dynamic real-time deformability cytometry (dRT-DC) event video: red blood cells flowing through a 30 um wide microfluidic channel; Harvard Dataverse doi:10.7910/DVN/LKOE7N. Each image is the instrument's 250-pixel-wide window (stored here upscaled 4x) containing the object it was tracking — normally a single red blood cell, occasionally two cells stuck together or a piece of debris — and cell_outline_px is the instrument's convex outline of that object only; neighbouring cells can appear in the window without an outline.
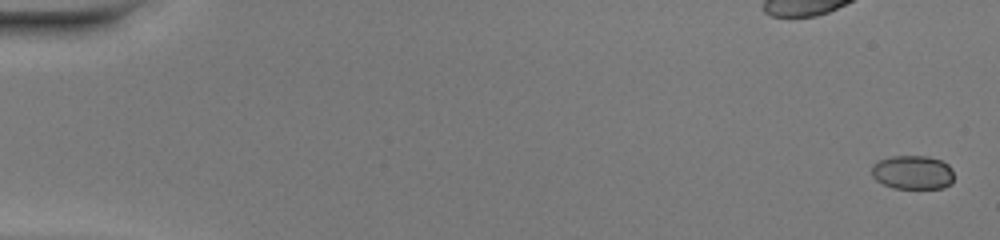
{"species": "common noctule bat (a hibernating species)", "species_latin": "Nyctalus noctula", "temperature_condition": "warm", "stored_images_in_passage": 50, "camera_frame_rate_fps": 3000, "um_per_image_px": 0.085, "animal": {"sex": "female", "body_mass_g": 20.0, "forearm_length_mm": 54.0}, "frame": {"image": 1, "passage_image": 1, "time_ms": 0.0, "image_size_px": [1000, 240], "cell_outline_px": [[952, 184], [944, 188], [892, 188], [876, 180], [872, 176], [872, 164], [880, 160], [892, 156], [928, 156], [940, 160], [948, 164], [952, 168]], "centroid_in_image_um": [77.58, 14.65], "position_along_channel_um": 7.4, "area_um2": 16.3}}
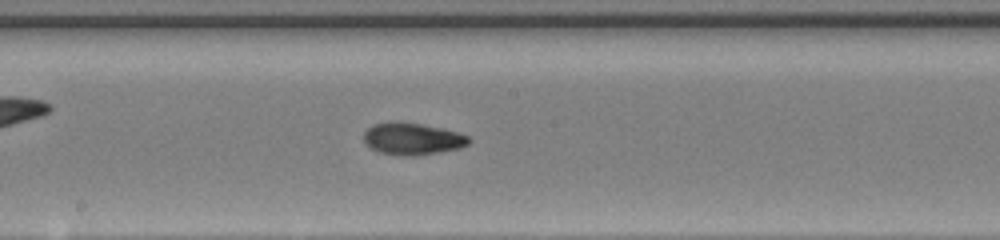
{"frame": {"image": 2, "passage_image": 28, "time_ms": 9.0, "image_size_px": [1000, 240], "cell_outline_px": [[472, 140], [468, 144], [460, 148], [416, 156], [404, 156], [380, 152], [364, 144], [364, 132], [372, 124], [392, 120], [420, 124], [444, 128], [468, 136]], "centroid_in_image_um": [35.03, 11.78], "position_along_channel_um": 213.2, "area_um2": 19.77}}
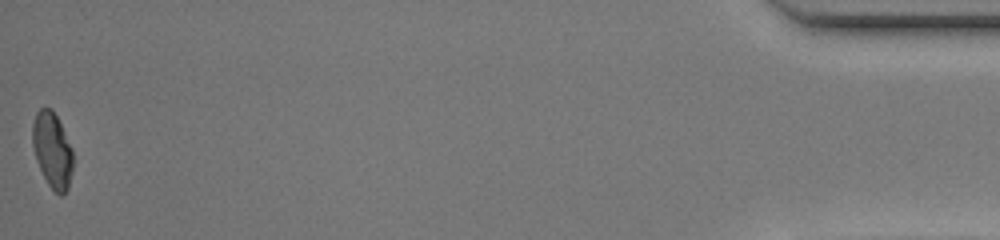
{"frame": {"image": 3, "passage_image": 50, "time_ms": 16.333, "image_size_px": [1000, 240], "cell_outline_px": [[72, 172], [68, 188], [60, 196], [48, 184], [36, 160], [32, 144], [32, 124], [36, 112], [40, 108], [52, 108], [72, 148]], "centroid_in_image_um": [4.43, 12.74], "position_along_channel_um": 430.8, "area_um2": 17.63}, "authors_computed_cell_mechanics": {"area_um2": 18.6694, "velocity_mm_per_s": 4.2182, "shape_relaxation_time_tau1_ms": 6.0008, "shape_relaxation_time_tau2_ms": 2.9093, "deformation_change_tau1": 0.1961, "deformation_change_tau2": 0.0869}}